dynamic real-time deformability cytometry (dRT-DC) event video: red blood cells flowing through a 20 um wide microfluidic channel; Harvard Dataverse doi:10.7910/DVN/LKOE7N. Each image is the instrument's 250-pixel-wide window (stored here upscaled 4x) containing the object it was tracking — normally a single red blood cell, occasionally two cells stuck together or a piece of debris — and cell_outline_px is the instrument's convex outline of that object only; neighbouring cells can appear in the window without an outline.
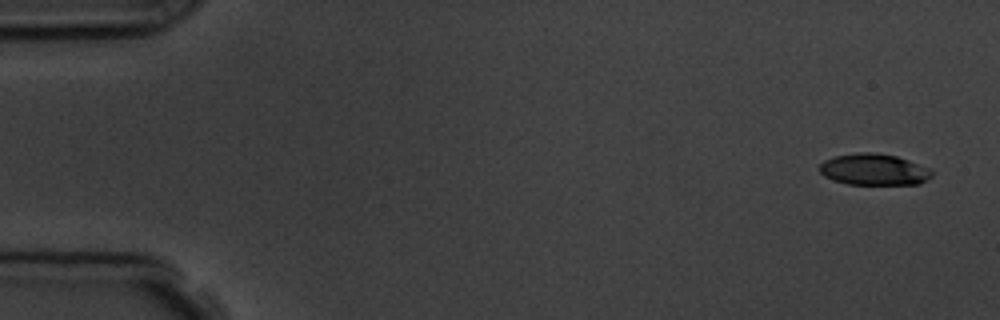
{"species": "common noctule bat (a hibernating species)", "species_latin": "Nyctalus noctula", "temperature_condition": "room temperature", "stored_images_in_passage": 5, "camera_frame_rate_fps": 3000, "um_per_image_px": 0.085, "animal": {"sex": "male", "body_mass_g": 19.5, "forearm_length_mm": 54.6}, "frame": {"image": 1, "passage_image": 1, "time_ms": 0.0, "image_size_px": [1000, 320], "cell_outline_px": [[932, 176], [920, 184], [848, 184], [832, 180], [824, 176], [816, 168], [824, 160], [832, 156], [856, 152], [872, 152], [896, 156], [908, 160], [928, 168], [932, 172]], "centroid_in_image_um": [74.22, 14.4], "position_along_channel_um": 10.8, "area_um2": 20.69}}
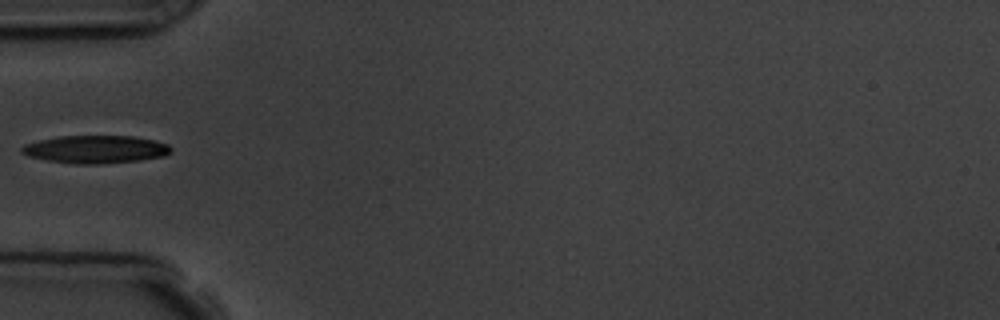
{"frame": {"image": 2, "passage_image": 5, "time_ms": 5.333, "image_size_px": [1000, 320], "cell_outline_px": [[172, 152], [164, 156], [140, 160], [100, 164], [76, 164], [48, 160], [28, 156], [20, 152], [20, 148], [24, 144], [40, 140], [60, 136], [132, 136], [156, 140], [168, 144], [172, 148]], "centroid_in_image_um": [8.15, 12.69], "position_along_channel_um": 76.9, "area_um2": 24.28}}